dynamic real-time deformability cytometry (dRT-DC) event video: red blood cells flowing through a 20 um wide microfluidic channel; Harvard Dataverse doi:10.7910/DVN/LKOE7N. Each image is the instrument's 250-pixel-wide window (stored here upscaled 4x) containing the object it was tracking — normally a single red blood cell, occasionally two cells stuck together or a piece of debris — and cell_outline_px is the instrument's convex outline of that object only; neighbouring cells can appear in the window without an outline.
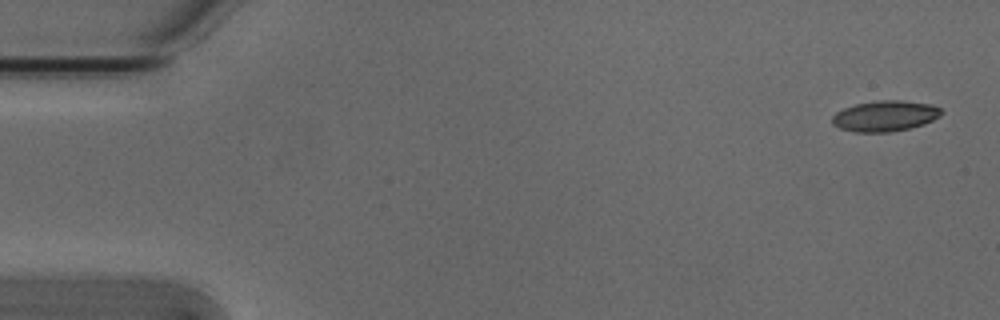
{"species": "Egyptian fruit bat (a non-hibernating species)", "species_latin": "Rousettus aegyptiacus", "temperature_condition": "cold", "stored_images_in_passage": 4, "camera_frame_rate_fps": 3000, "um_per_image_px": 0.085, "animal": {"sex": "male"}, "frame": {"image": 1, "passage_image": 1, "time_ms": 0.0, "image_size_px": [1000, 320], "cell_outline_px": [[944, 112], [940, 116], [924, 124], [908, 128], [888, 132], [856, 132], [840, 128], [832, 124], [832, 116], [836, 112], [844, 108], [856, 104], [876, 100], [900, 100], [928, 104], [940, 108]], "centroid_in_image_um": [75.21, 9.85], "position_along_channel_um": 9.8, "area_um2": 19.42}}
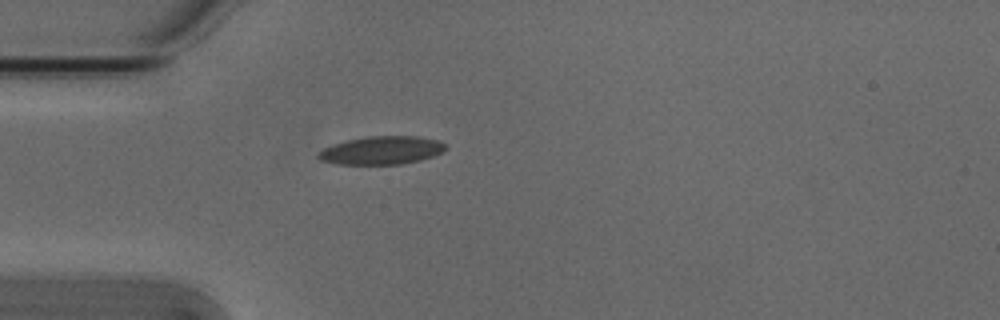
{"frame": {"image": 2, "passage_image": 4, "time_ms": 1.0, "image_size_px": [1000, 320], "cell_outline_px": [[448, 148], [444, 152], [420, 160], [400, 164], [336, 164], [320, 160], [316, 156], [324, 148], [332, 144], [348, 140], [368, 136], [416, 136], [436, 140], [444, 144]], "centroid_in_image_um": [32.43, 12.78], "position_along_channel_um": 52.6, "area_um2": 20.81}}